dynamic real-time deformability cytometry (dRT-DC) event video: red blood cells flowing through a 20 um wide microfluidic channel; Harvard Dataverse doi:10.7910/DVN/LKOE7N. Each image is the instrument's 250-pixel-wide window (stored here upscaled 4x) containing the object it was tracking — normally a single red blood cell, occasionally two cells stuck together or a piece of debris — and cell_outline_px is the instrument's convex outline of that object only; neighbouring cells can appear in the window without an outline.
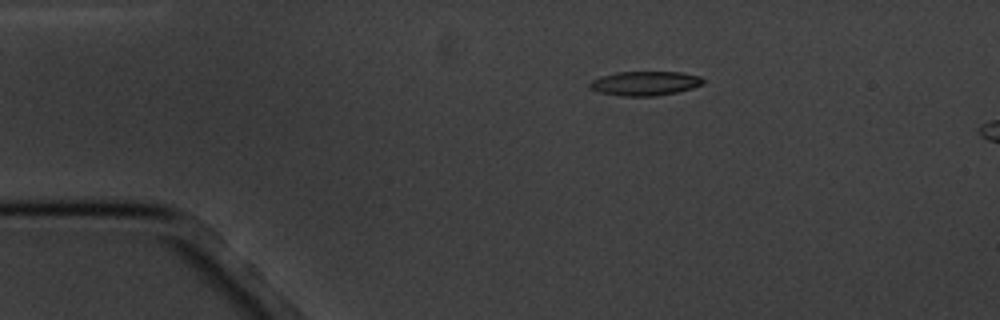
{"species": "common noctule bat (a hibernating species)", "species_latin": "Nyctalus noctula", "temperature_condition": "cold", "stored_images_in_passage": 5, "camera_frame_rate_fps": 3000, "um_per_image_px": 0.085, "animal": {"sex": "male", "body_mass_g": 20.1, "forearm_length_mm": 53.5}, "frame": {"image": 1, "passage_image": 3, "time_ms": 2.333, "image_size_px": [1000, 320], "cell_outline_px": [[704, 84], [692, 88], [676, 92], [656, 96], [624, 96], [600, 92], [588, 88], [588, 84], [592, 80], [600, 76], [616, 72], [680, 72], [700, 76], [704, 80]], "centroid_in_image_um": [54.81, 7.08], "position_along_channel_um": 30.2, "area_um2": 16.07}}